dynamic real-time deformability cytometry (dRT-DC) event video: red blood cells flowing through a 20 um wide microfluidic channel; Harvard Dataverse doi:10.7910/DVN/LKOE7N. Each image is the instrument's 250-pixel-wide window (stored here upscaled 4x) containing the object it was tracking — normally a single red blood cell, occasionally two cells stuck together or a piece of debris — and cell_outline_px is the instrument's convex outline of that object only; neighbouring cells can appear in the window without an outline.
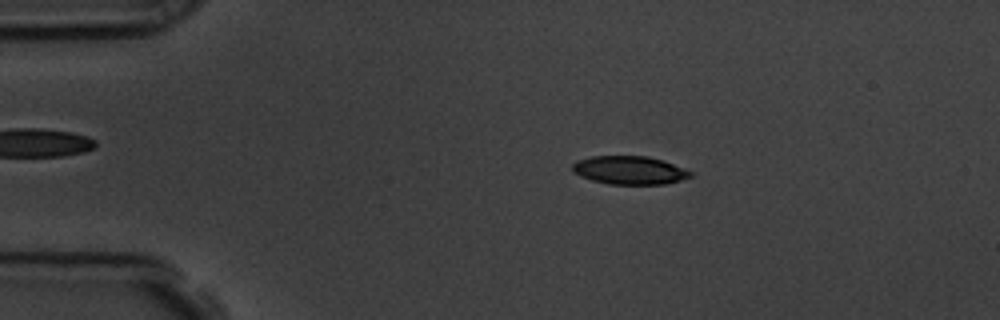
{"species": "common noctule bat (a hibernating species)", "species_latin": "Nyctalus noctula", "temperature_condition": "room temperature", "stored_images_in_passage": 56, "camera_frame_rate_fps": 3000, "um_per_image_px": 0.085, "animal": {"sex": "male", "body_mass_g": 19.5, "forearm_length_mm": 54.6}, "frame": {"image": 1, "passage_image": 10, "time_ms": 3.0, "image_size_px": [1000, 320], "cell_outline_px": [[692, 176], [680, 180], [664, 184], [608, 184], [592, 180], [580, 176], [572, 172], [572, 164], [576, 160], [592, 156], [648, 156], [664, 160], [692, 172]], "centroid_in_image_um": [53.47, 14.46], "position_along_channel_um": 31.5, "area_um2": 19.54}}
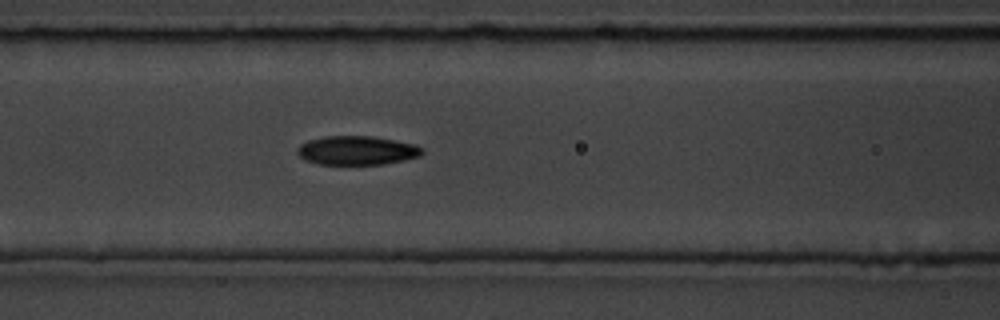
{"frame": {"image": 2, "passage_image": 23, "time_ms": 7.333, "image_size_px": [1000, 320], "cell_outline_px": [[424, 152], [420, 156], [404, 160], [384, 164], [320, 164], [304, 160], [296, 152], [296, 148], [300, 144], [308, 140], [324, 136], [372, 136], [416, 144], [424, 148]], "centroid_in_image_um": [30.34, 12.78], "position_along_channel_um": 136.3, "area_um2": 21.21}}
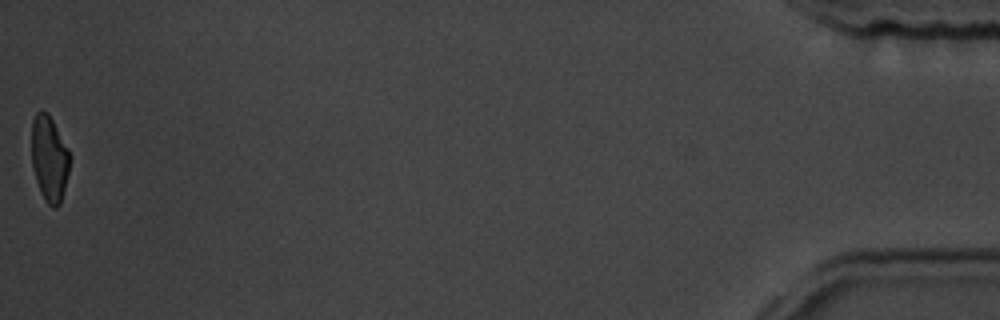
{"frame": {"image": 3, "passage_image": 56, "time_ms": 18.333, "image_size_px": [1000, 320], "cell_outline_px": [[72, 156], [60, 204], [56, 208], [52, 208], [48, 204], [36, 180], [32, 164], [32, 120], [36, 112], [48, 112], [68, 148]], "centroid_in_image_um": [4.21, 13.45], "position_along_channel_um": 431.0, "area_um2": 18.9}, "authors_computed_cell_mechanics": {"area_um2": 20.7791, "velocity_mm_per_s": 3.5834, "shape_relaxation_time_tau1_ms": 4.267, "shape_relaxation_time_tau2_ms": 2.867, "deformation_change_tau1": 0.1593, "deformation_change_tau2": 0.0778}}